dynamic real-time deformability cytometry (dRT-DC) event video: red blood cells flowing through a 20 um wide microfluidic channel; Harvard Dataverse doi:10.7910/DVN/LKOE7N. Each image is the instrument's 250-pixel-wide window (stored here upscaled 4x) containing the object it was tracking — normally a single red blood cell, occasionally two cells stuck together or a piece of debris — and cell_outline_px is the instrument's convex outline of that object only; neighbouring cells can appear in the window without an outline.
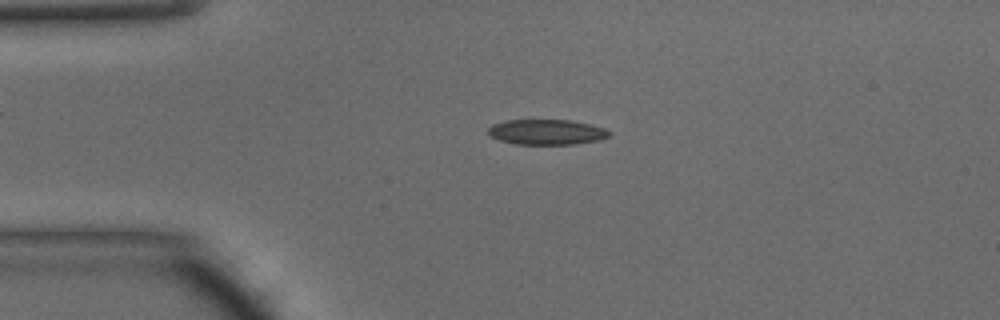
{"species": "common noctule bat (a hibernating species)", "species_latin": "Nyctalus noctula", "temperature_condition": "warm", "stored_images_in_passage": 46, "camera_frame_rate_fps": 3000, "um_per_image_px": 0.085, "animal": {"sex": "male", "body_mass_g": 15.6}, "frame": {"image": 1, "passage_image": 10, "time_ms": 3.0, "image_size_px": [1000, 320], "cell_outline_px": [[612, 132], [608, 136], [600, 140], [576, 144], [516, 144], [500, 140], [488, 136], [488, 128], [492, 124], [504, 120], [528, 116], [572, 120], [592, 124], [604, 128]], "centroid_in_image_um": [46.41, 11.16], "position_along_channel_um": 38.6, "area_um2": 19.02}}
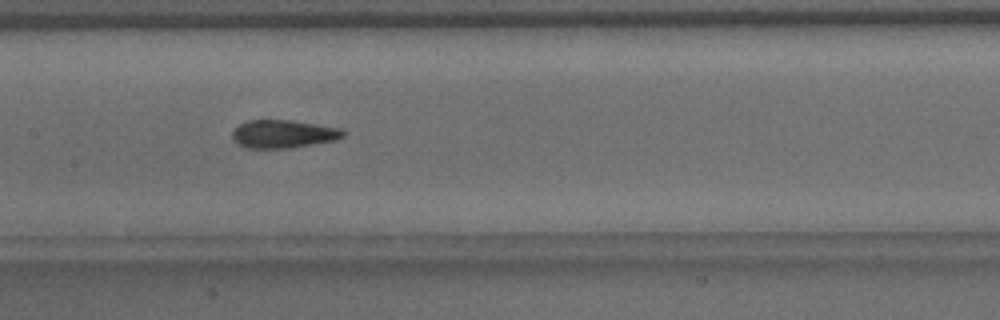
{"frame": {"image": 2, "passage_image": 22, "time_ms": 7.0, "image_size_px": [1000, 320], "cell_outline_px": [[348, 132], [344, 136], [336, 140], [288, 148], [248, 148], [232, 140], [232, 132], [240, 124], [248, 120], [292, 120], [344, 128]], "centroid_in_image_um": [24.14, 11.37], "position_along_channel_um": 183.3, "area_um2": 18.26}}
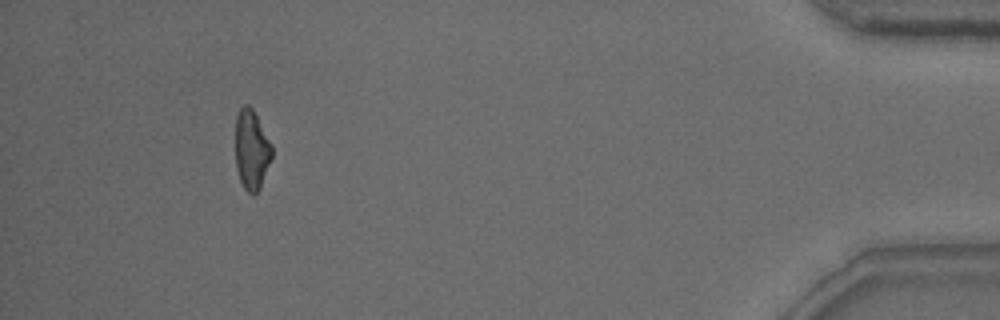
{"frame": {"image": 3, "passage_image": 43, "time_ms": 14.0, "image_size_px": [1000, 320], "cell_outline_px": [[272, 156], [260, 188], [252, 196], [244, 188], [240, 180], [236, 168], [236, 116], [240, 108], [244, 104], [248, 104], [252, 108], [272, 144]], "centroid_in_image_um": [21.38, 12.73], "position_along_channel_um": 413.8, "area_um2": 16.88}, "authors_computed_cell_mechanics": {"area_um2": 17.9758, "velocity_mm_per_s": 4.2474, "shape_relaxation_time_tau1_ms": 6.493, "shape_relaxation_time_tau2_ms": 1.5015, "deformation_change_tau1": 0.1913, "deformation_change_tau2": 0.0848}}